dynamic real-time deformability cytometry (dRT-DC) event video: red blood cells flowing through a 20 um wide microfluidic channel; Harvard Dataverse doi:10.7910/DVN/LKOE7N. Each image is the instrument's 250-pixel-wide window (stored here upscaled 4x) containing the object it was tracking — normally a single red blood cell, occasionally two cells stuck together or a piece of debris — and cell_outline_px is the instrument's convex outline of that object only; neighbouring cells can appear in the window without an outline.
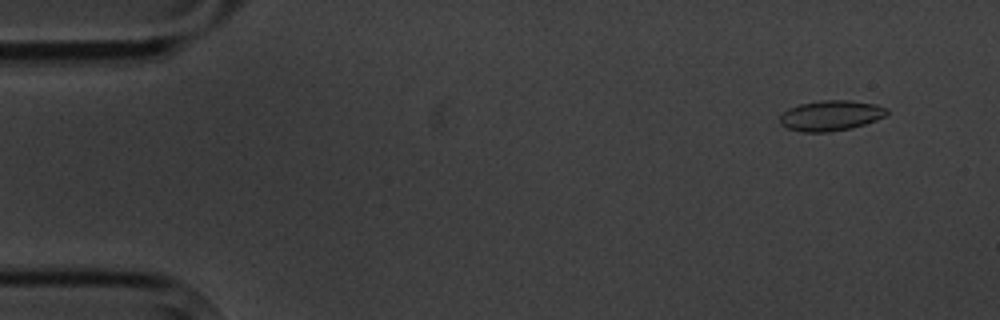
{"species": "common noctule bat (a hibernating species)", "species_latin": "Nyctalus noctula", "temperature_condition": "cold", "stored_images_in_passage": 15, "camera_frame_rate_fps": 3000, "um_per_image_px": 0.085, "animal": {"sex": "male", "body_mass_g": 20.1, "forearm_length_mm": 53.5}, "frame": {"image": 1, "passage_image": 2, "time_ms": 1.0, "image_size_px": [1000, 320], "cell_outline_px": [[888, 112], [884, 116], [876, 120], [852, 128], [828, 132], [800, 132], [788, 128], [780, 124], [780, 116], [788, 108], [800, 104], [820, 100], [848, 100], [876, 104], [888, 108]], "centroid_in_image_um": [70.61, 9.82], "position_along_channel_um": 14.4, "area_um2": 18.96}}
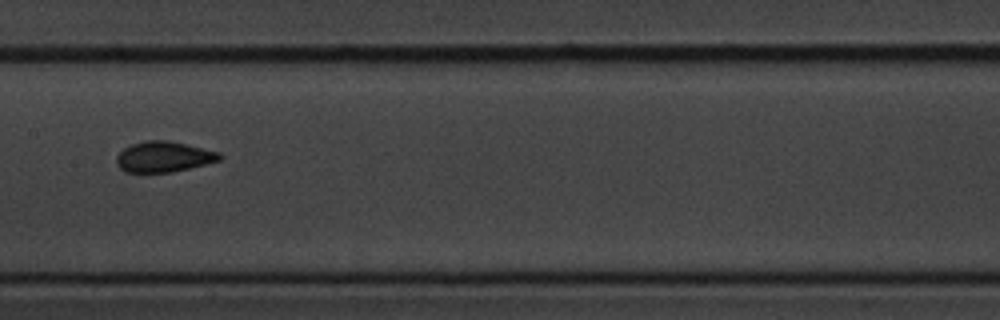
{"frame": {"image": 2, "passage_image": 8, "time_ms": 9.0, "image_size_px": [1000, 320], "cell_outline_px": [[224, 156], [220, 160], [172, 172], [128, 172], [120, 168], [116, 160], [116, 156], [124, 148], [132, 144], [144, 140], [168, 140], [220, 152]], "centroid_in_image_um": [13.92, 13.31], "position_along_channel_um": 193.5, "area_um2": 18.26}}
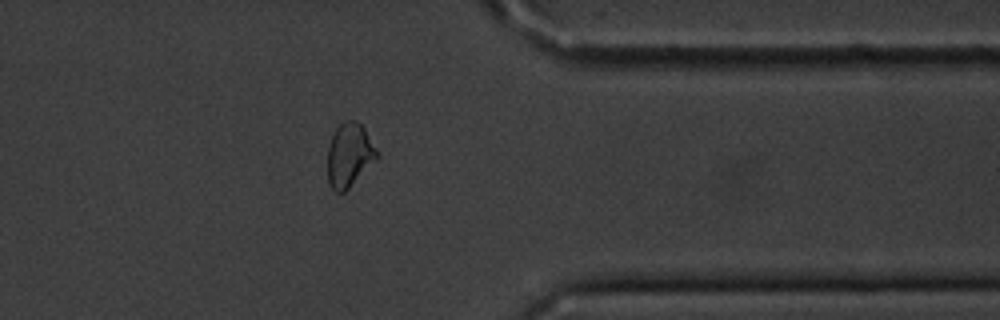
{"frame": {"image": 3, "passage_image": 13, "time_ms": 14.667, "image_size_px": [1000, 320], "cell_outline_px": [[380, 156], [344, 192], [336, 192], [328, 184], [328, 144], [336, 128], [344, 120], [356, 120], [364, 128], [376, 148]], "centroid_in_image_um": [29.69, 13.17], "position_along_channel_um": 381.7, "area_um2": 18.26}, "authors_computed_cell_mechanics": {"area_um2": 18.2648, "velocity_mm_per_s": 3.5051, "shape_relaxation_time_tau1_ms": 5.2177, "shape_relaxation_time_tau2_ms": null, "deformation_change_tau1": 0.0919, "deformation_change_tau2": null}}